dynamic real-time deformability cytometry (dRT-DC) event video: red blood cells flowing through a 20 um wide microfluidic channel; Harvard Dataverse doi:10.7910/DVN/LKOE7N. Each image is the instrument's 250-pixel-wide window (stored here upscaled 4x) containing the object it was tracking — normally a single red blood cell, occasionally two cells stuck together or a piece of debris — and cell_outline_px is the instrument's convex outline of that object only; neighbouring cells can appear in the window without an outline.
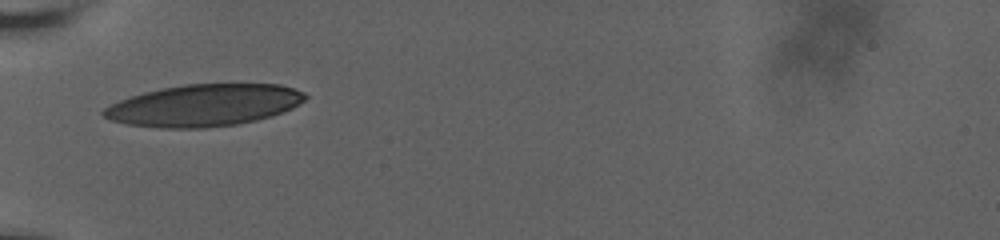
{"species": "human", "species_latin": "Homo sapiens", "temperature_condition": "room temperature", "stored_images_in_passage": 50, "camera_frame_rate_fps": 3000, "um_per_image_px": 0.085, "donor": {"sex": "male"}, "frame": {"image": 1, "passage_image": 1, "time_ms": 0.0, "image_size_px": [1000, 240], "cell_outline_px": [[308, 96], [304, 100], [292, 108], [284, 112], [272, 116], [256, 120], [236, 124], [208, 128], [160, 128], [128, 124], [112, 120], [104, 116], [100, 112], [104, 108], [120, 100], [144, 92], [160, 88], [184, 84], [280, 84], [304, 92]], "centroid_in_image_um": [17.35, 8.95], "position_along_channel_um": 67.6, "area_um2": 49.19}}
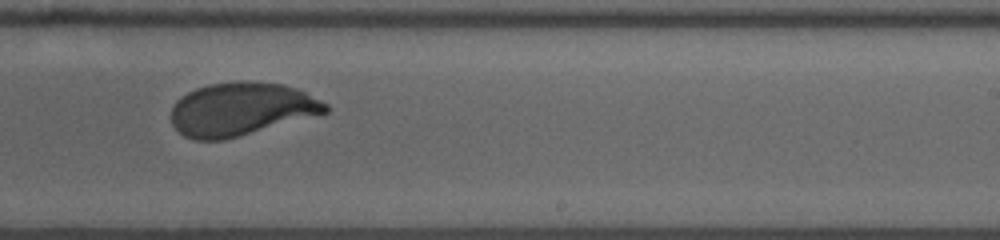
{"frame": {"image": 2, "passage_image": 30, "time_ms": 5.667, "image_size_px": [1000, 240], "cell_outline_px": [[328, 112], [224, 140], [196, 140], [184, 136], [172, 124], [172, 108], [176, 100], [180, 96], [196, 88], [208, 84], [236, 80], [248, 80], [284, 84], [296, 88], [328, 104]], "centroid_in_image_um": [20.47, 9.25], "position_along_channel_um": 268.5, "area_um2": 47.8}}
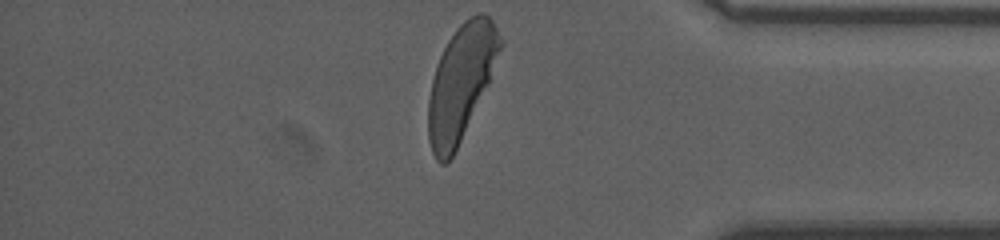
{"frame": {"image": 3, "passage_image": 50, "time_ms": 9.667, "image_size_px": [1000, 240], "cell_outline_px": [[504, 44], [488, 84], [452, 156], [444, 164], [440, 164], [436, 160], [432, 152], [428, 140], [428, 100], [432, 80], [440, 56], [448, 40], [456, 28], [464, 20], [480, 12], [484, 12], [492, 20], [504, 40]], "centroid_in_image_um": [39.19, 6.97], "position_along_channel_um": 396.0, "area_um2": 47.63}, "authors_computed_cell_mechanics": {"area_um2": 48.6965, "velocity_mm_per_s": 3.6157, "shape_relaxation_time_tau1_ms": 4.6133, "shape_relaxation_time_tau2_ms": null, "deformation_change_tau1": 0.2044, "deformation_change_tau2": null}}